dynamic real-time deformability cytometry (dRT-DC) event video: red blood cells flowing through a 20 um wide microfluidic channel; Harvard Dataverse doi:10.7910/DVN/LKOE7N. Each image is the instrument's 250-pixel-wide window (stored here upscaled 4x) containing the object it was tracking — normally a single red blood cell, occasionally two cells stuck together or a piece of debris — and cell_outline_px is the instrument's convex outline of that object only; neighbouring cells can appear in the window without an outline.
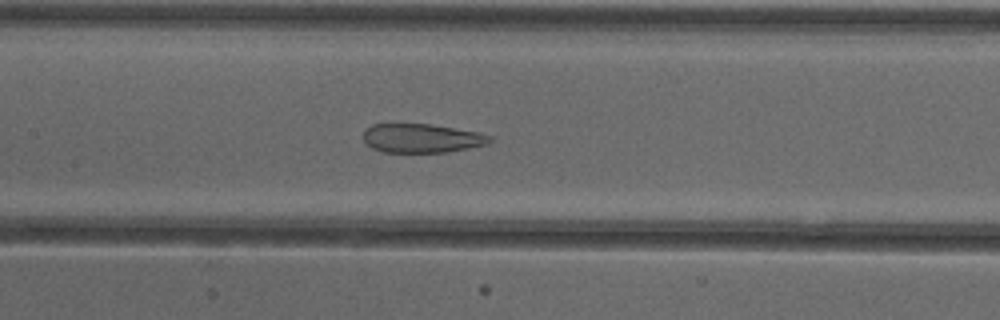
{"species": "common noctule bat (a hibernating species)", "species_latin": "Nyctalus noctula", "temperature_condition": "cold", "stored_images_in_passage": 51, "camera_frame_rate_fps": 3000, "um_per_image_px": 0.085, "animal": {"sex": "female"}, "frame": {"image": 1, "passage_image": 24, "time_ms": 7.667, "image_size_px": [1000, 320], "cell_outline_px": [[492, 140], [488, 144], [448, 152], [384, 152], [372, 148], [364, 140], [364, 128], [372, 124], [432, 124], [480, 132], [492, 136]], "centroid_in_image_um": [35.87, 11.74], "position_along_channel_um": 171.5, "area_um2": 21.44}}
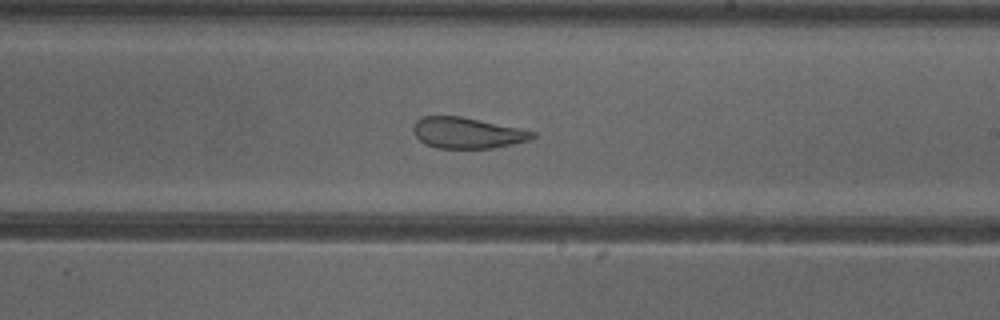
{"frame": {"image": 2, "passage_image": 30, "time_ms": 9.667, "image_size_px": [1000, 320], "cell_outline_px": [[536, 136], [532, 140], [492, 148], [436, 148], [424, 144], [412, 132], [412, 128], [416, 120], [424, 116], [460, 116], [520, 128], [536, 132]], "centroid_in_image_um": [39.71, 11.3], "position_along_channel_um": 249.3, "area_um2": 21.62}}
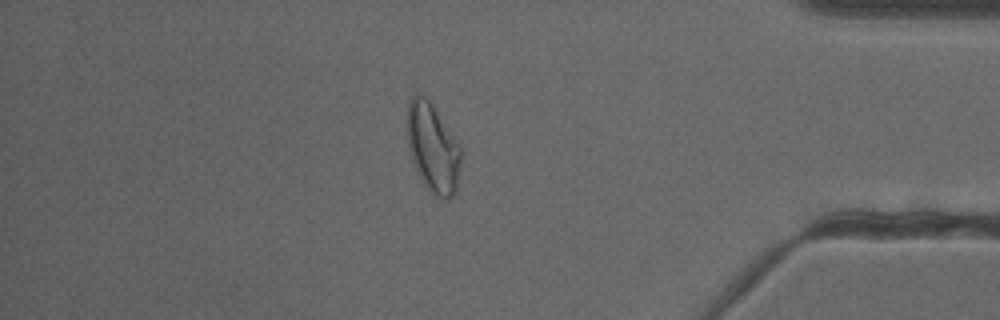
{"frame": {"image": 3, "passage_image": 44, "time_ms": 14.333, "image_size_px": [1000, 320], "cell_outline_px": [[460, 168], [456, 192], [448, 200], [444, 200], [436, 196], [424, 184], [412, 160], [408, 144], [408, 100], [416, 92], [424, 96], [432, 104], [460, 144]], "centroid_in_image_um": [36.81, 12.57], "position_along_channel_um": 398.4, "area_um2": 27.69}, "authors_computed_cell_mechanics": {"area_um2": 27.6862, "velocity_mm_per_s": 3.8987, "shape_relaxation_time_tau1_ms": null, "shape_relaxation_time_tau2_ms": 1.7143, "deformation_change_tau1": null, "deformation_change_tau2": 0.1007}}